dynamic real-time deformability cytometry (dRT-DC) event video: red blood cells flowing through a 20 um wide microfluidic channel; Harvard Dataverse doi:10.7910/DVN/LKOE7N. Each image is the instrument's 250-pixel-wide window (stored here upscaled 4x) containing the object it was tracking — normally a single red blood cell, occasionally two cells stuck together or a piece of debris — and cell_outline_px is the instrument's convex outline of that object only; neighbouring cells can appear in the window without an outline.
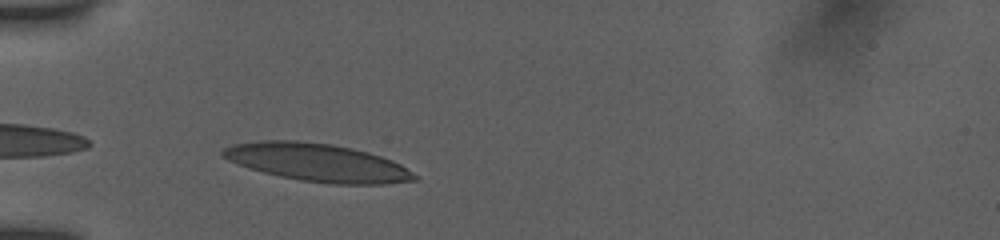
{"species": "human", "species_latin": "Homo sapiens", "temperature_condition": "room temperature", "stored_images_in_passage": 9, "camera_frame_rate_fps": 3000, "um_per_image_px": 0.085, "donor": {"sex": "female"}, "frame": {"image": 1, "passage_image": 6, "time_ms": 2.333, "image_size_px": [1000, 240], "cell_outline_px": [[420, 176], [416, 180], [384, 184], [336, 184], [300, 180], [280, 176], [264, 172], [228, 160], [220, 156], [220, 152], [224, 148], [232, 144], [256, 140], [296, 140], [332, 144], [352, 148], [368, 152], [392, 160], [400, 164]], "centroid_in_image_um": [26.99, 13.8], "position_along_channel_um": 58.0, "area_um2": 42.31}}
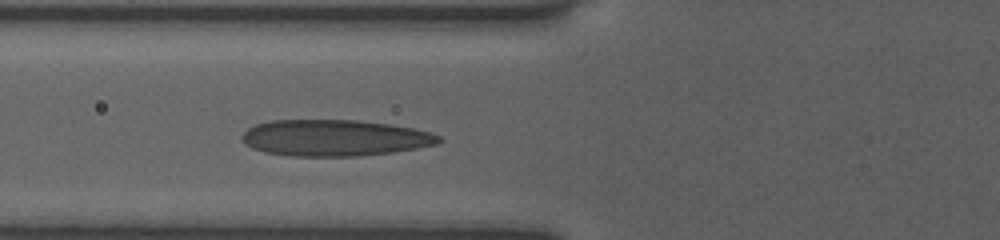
{"frame": {"image": 2, "passage_image": 9, "time_ms": 3.667, "image_size_px": [1000, 240], "cell_outline_px": [[444, 140], [436, 144], [416, 148], [392, 152], [360, 156], [292, 156], [264, 152], [252, 148], [244, 144], [240, 136], [248, 128], [256, 124], [272, 120], [356, 120], [388, 124], [412, 128], [428, 132], [440, 136]], "centroid_in_image_um": [28.4, 11.72], "position_along_channel_um": 97.4, "area_um2": 41.67}}